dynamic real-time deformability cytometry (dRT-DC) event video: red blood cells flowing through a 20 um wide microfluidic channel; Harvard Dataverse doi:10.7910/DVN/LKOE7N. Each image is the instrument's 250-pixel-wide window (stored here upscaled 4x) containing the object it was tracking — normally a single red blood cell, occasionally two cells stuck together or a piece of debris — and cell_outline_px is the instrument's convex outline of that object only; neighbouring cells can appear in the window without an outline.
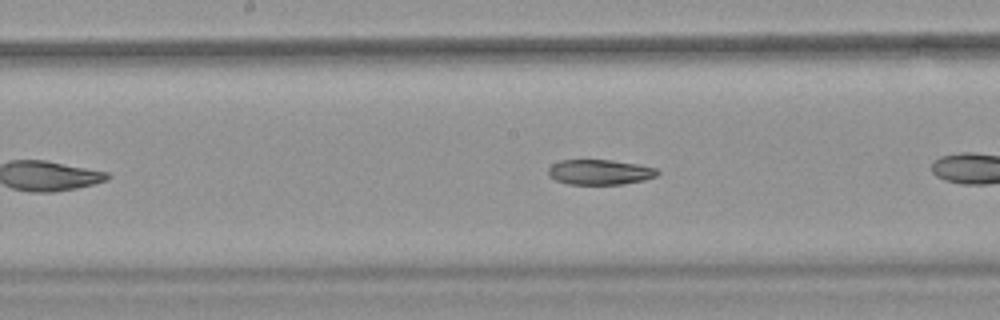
{"species": "common noctule bat (a hibernating species)", "species_latin": "Nyctalus noctula", "temperature_condition": "warm", "stored_images_in_passage": 23, "camera_frame_rate_fps": 3000, "um_per_image_px": 0.085, "animal": {"sex": "female", "body_mass_g": 18.4}, "frame": {"image": 1, "passage_image": 7, "time_ms": 2.0, "image_size_px": [1000, 320], "cell_outline_px": [[660, 172], [656, 176], [644, 180], [620, 184], [568, 184], [556, 180], [548, 176], [548, 168], [552, 164], [560, 160], [612, 160], [636, 164], [656, 168]], "centroid_in_image_um": [50.96, 14.62], "position_along_channel_um": 197.2, "area_um2": 15.95}}